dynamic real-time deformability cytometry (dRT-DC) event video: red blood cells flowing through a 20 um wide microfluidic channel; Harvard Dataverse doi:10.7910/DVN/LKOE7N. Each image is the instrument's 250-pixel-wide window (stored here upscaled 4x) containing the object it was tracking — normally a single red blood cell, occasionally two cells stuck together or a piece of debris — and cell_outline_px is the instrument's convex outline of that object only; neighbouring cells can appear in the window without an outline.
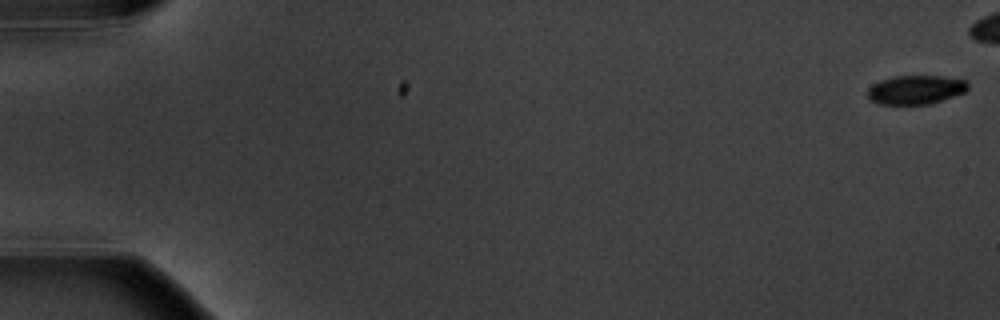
{"species": "common noctule bat (a hibernating species)", "species_latin": "Nyctalus noctula", "temperature_condition": "warm", "stored_images_in_passage": 7, "camera_frame_rate_fps": 3000, "um_per_image_px": 0.085, "animal": {"sex": "male", "body_mass_g": 20.1, "forearm_length_mm": 53.5}, "frame": {"image": 1, "passage_image": 1, "time_ms": 0.0, "image_size_px": [1000, 320], "cell_outline_px": [[968, 88], [964, 92], [928, 104], [880, 104], [868, 100], [868, 88], [872, 84], [880, 80], [896, 76], [940, 76], [968, 80]], "centroid_in_image_um": [77.8, 7.62], "position_along_channel_um": 7.2, "area_um2": 16.82}}